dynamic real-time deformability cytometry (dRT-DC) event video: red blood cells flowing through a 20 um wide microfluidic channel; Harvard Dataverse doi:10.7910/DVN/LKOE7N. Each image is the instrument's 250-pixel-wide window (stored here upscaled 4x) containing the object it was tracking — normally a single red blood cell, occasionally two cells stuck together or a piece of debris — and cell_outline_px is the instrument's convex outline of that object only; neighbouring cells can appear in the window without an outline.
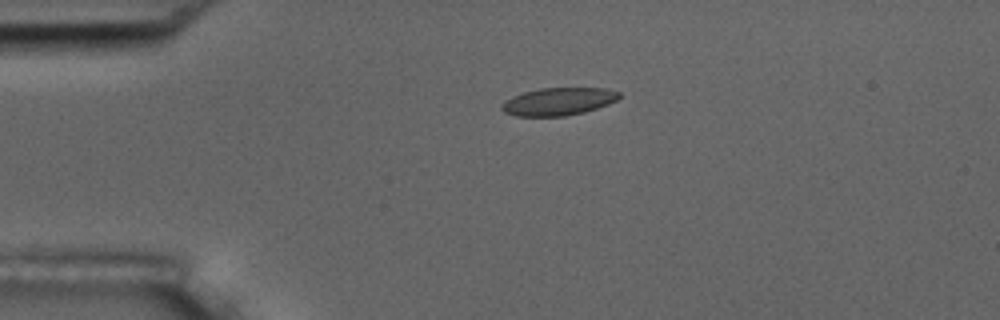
{"species": "common noctule bat (a hibernating species)", "species_latin": "Nyctalus noctula", "temperature_condition": "room temperature", "stored_images_in_passage": 2, "camera_frame_rate_fps": 3000, "um_per_image_px": 0.085, "animal": {"sex": "male", "body_mass_g": 17.5, "forearm_length_mm": 52.3}, "frame": {"image": 1, "passage_image": 1, "time_ms": 0.0, "image_size_px": [1000, 320], "cell_outline_px": [[620, 96], [616, 100], [608, 104], [584, 112], [564, 116], [516, 116], [504, 112], [500, 108], [512, 96], [524, 92], [540, 88], [604, 88], [620, 92]], "centroid_in_image_um": [47.47, 8.63], "position_along_channel_um": 37.5, "area_um2": 18.73}}